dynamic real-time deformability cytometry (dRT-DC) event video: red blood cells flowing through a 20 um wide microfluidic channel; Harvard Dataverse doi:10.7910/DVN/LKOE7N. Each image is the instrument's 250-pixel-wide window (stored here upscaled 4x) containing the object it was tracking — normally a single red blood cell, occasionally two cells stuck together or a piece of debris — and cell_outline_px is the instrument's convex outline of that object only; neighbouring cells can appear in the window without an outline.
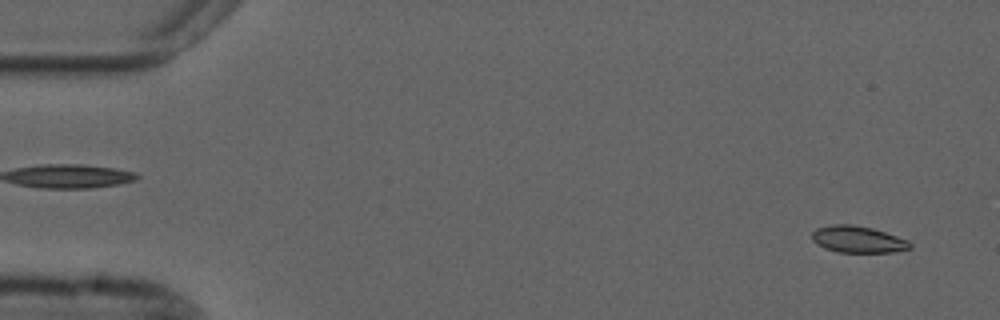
{"species": "common noctule bat (a hibernating species)", "species_latin": "Nyctalus noctula", "temperature_condition": "cold", "stored_images_in_passage": 54, "camera_frame_rate_fps": 3000, "um_per_image_px": 0.085, "animal": {"sex": "male", "forearm_length_mm": 52.5}, "frame": {"image": 1, "passage_image": 1, "time_ms": 0.0, "image_size_px": [1000, 320], "cell_outline_px": [[912, 248], [892, 252], [840, 252], [824, 248], [816, 244], [812, 240], [812, 232], [816, 228], [832, 224], [852, 224], [872, 228], [908, 240], [912, 244]], "centroid_in_image_um": [72.9, 20.34], "position_along_channel_um": 12.1, "area_um2": 15.26}}
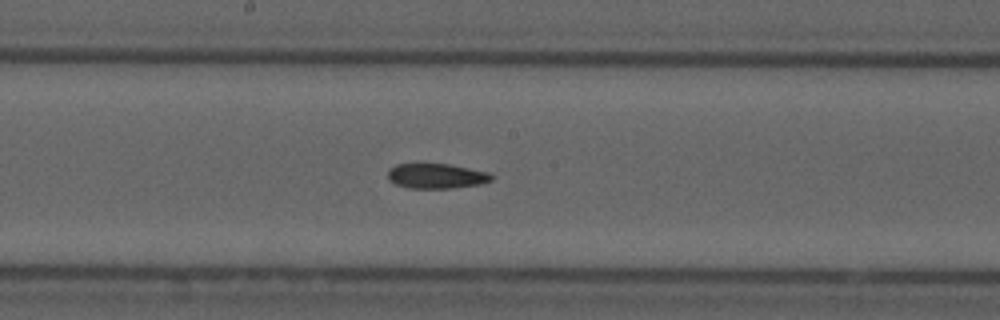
{"frame": {"image": 2, "passage_image": 27, "time_ms": 8.667, "image_size_px": [1000, 320], "cell_outline_px": [[496, 176], [492, 180], [480, 184], [452, 188], [408, 188], [396, 184], [388, 180], [388, 168], [396, 164], [420, 160], [448, 164], [488, 172]], "centroid_in_image_um": [37.03, 14.91], "position_along_channel_um": 211.2, "area_um2": 15.9}}
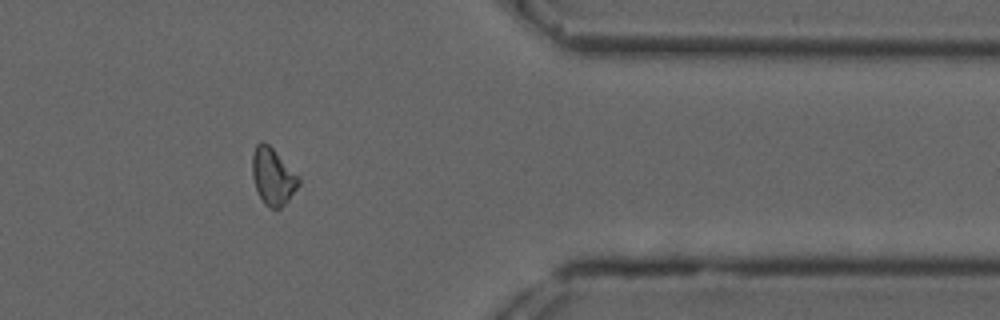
{"frame": {"image": 3, "passage_image": 43, "time_ms": 14.0, "image_size_px": [1000, 320], "cell_outline_px": [[300, 184], [288, 200], [280, 208], [268, 208], [264, 204], [256, 188], [252, 176], [252, 156], [256, 144], [260, 140], [264, 140], [300, 176]], "centroid_in_image_um": [23.19, 14.98], "position_along_channel_um": 388.2, "area_um2": 15.43}, "authors_computed_cell_mechanics": {"area_um2": 15.606, "velocity_mm_per_s": 3.6897, "shape_relaxation_time_tau1_ms": null, "shape_relaxation_time_tau2_ms": 6.5124, "deformation_change_tau1": null, "deformation_change_tau2": 0.1184}}